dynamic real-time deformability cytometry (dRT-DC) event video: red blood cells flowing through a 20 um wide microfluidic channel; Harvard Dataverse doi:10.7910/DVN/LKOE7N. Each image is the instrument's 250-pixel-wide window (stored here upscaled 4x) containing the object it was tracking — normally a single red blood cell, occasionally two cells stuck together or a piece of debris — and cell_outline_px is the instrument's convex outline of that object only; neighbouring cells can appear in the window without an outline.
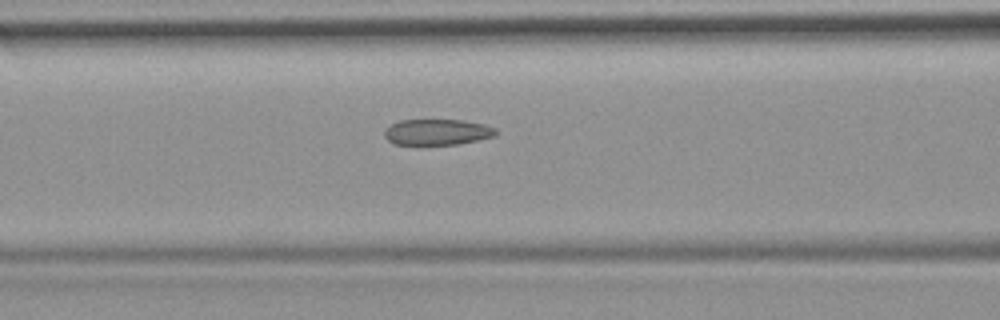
{"species": "common noctule bat (a hibernating species)", "species_latin": "Nyctalus noctula", "temperature_condition": "room temperature", "stored_images_in_passage": 17, "camera_frame_rate_fps": 3000, "um_per_image_px": 0.085, "animal": {"sex": "female", "body_mass_g": 19.9}, "frame": {"image": 1, "passage_image": 12, "time_ms": 3.667, "image_size_px": [1000, 320], "cell_outline_px": [[496, 136], [456, 144], [396, 144], [388, 140], [384, 136], [384, 128], [400, 120], [464, 120], [484, 124], [496, 128]], "centroid_in_image_um": [37.16, 11.21], "position_along_channel_um": 129.4, "area_um2": 16.7}}
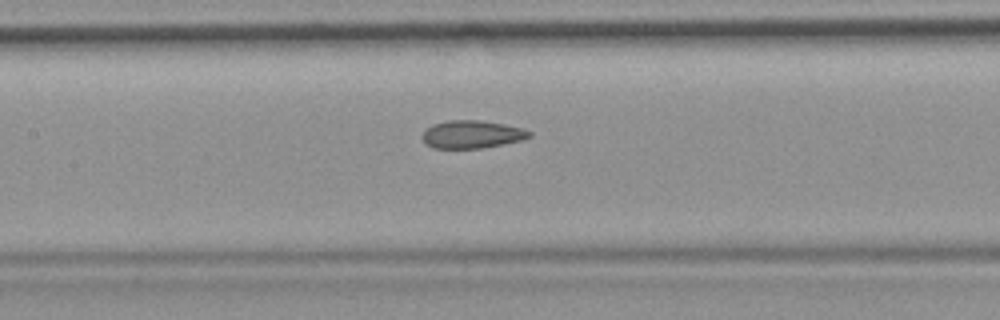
{"frame": {"image": 2, "passage_image": 15, "time_ms": 4.667, "image_size_px": [1000, 320], "cell_outline_px": [[532, 136], [524, 140], [480, 148], [432, 148], [424, 140], [424, 132], [432, 124], [448, 120], [480, 120], [504, 124], [524, 128], [532, 132]], "centroid_in_image_um": [40.18, 11.41], "position_along_channel_um": 167.2, "area_um2": 17.28}}